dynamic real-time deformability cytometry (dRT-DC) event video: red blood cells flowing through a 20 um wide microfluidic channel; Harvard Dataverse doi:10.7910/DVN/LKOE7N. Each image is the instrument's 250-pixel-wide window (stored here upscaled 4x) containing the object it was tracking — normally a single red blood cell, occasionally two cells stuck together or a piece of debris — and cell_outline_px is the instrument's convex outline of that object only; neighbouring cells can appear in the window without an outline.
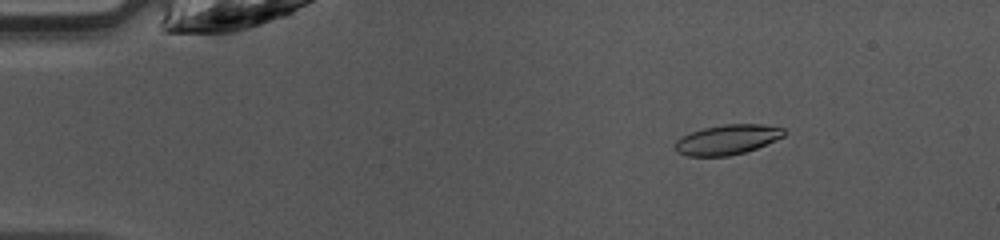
{"species": "common noctule bat (a hibernating species)", "species_latin": "Nyctalus noctula", "temperature_condition": "warm", "stored_images_in_passage": 47, "camera_frame_rate_fps": 3000, "um_per_image_px": 0.085, "animal": {"sex": "female", "body_mass_g": 10.0, "forearm_length_mm": 53.1}, "frame": {"image": 1, "passage_image": 7, "time_ms": 2.0, "image_size_px": [1000, 240], "cell_outline_px": [[788, 132], [784, 136], [776, 140], [756, 148], [744, 152], [728, 156], [688, 156], [676, 152], [676, 140], [680, 136], [704, 128], [724, 124], [760, 124], [784, 128]], "centroid_in_image_um": [61.83, 11.86], "position_along_channel_um": 23.2, "area_um2": 18.96}}
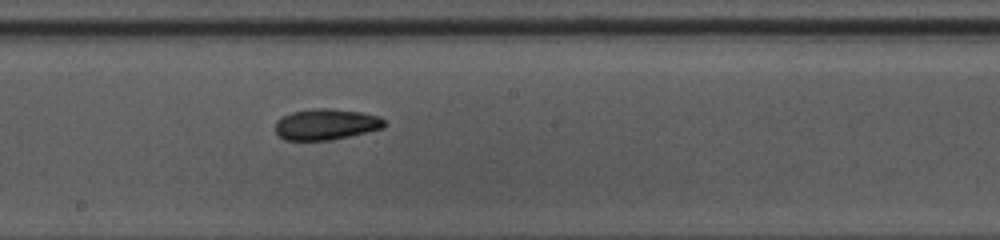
{"frame": {"image": 2, "passage_image": 26, "time_ms": 8.333, "image_size_px": [1000, 240], "cell_outline_px": [[388, 124], [384, 128], [332, 140], [284, 140], [276, 132], [276, 120], [292, 112], [316, 108], [332, 108], [360, 112], [380, 116]], "centroid_in_image_um": [27.75, 10.57], "position_along_channel_um": 220.4, "area_um2": 19.77}}
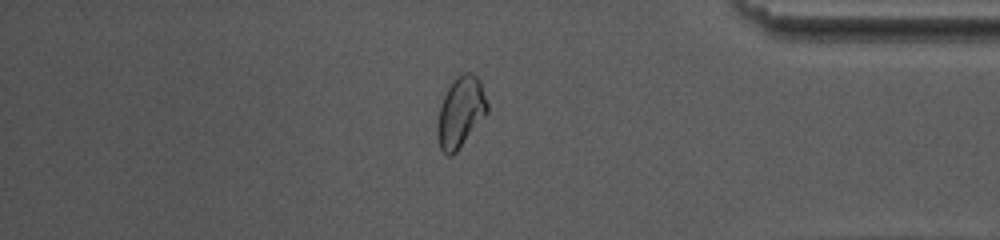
{"frame": {"image": 3, "passage_image": 40, "time_ms": 13.0, "image_size_px": [1000, 240], "cell_outline_px": [[488, 112], [456, 152], [452, 156], [448, 156], [440, 148], [436, 132], [436, 128], [440, 104], [452, 80], [456, 76], [464, 72], [472, 72], [480, 80], [488, 104]], "centroid_in_image_um": [39.14, 9.51], "position_along_channel_um": 396.1, "area_um2": 20.58}, "authors_computed_cell_mechanics": {"area_um2": 19.4208, "velocity_mm_per_s": 4.241, "shape_relaxation_time_tau1_ms": 3.8968, "shape_relaxation_time_tau2_ms": 6.6377, "deformation_change_tau1": 0.1025, "deformation_change_tau2": 0.1446}}